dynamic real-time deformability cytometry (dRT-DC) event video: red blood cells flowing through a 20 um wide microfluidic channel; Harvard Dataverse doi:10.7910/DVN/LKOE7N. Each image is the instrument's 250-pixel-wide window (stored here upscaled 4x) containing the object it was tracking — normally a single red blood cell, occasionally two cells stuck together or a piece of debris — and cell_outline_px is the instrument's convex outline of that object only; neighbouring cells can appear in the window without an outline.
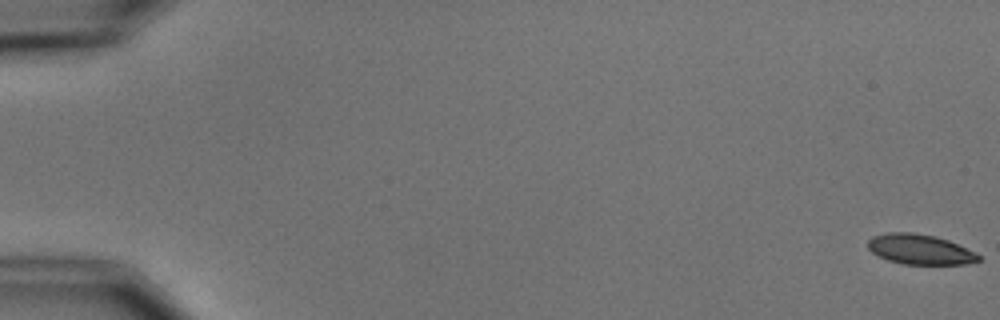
{"species": "common noctule bat (a hibernating species)", "species_latin": "Nyctalus noctula", "temperature_condition": "cold", "stored_images_in_passage": 7, "camera_frame_rate_fps": 3000, "um_per_image_px": 0.085, "animal": {"sex": "male", "body_mass_g": 15.6}, "frame": {"image": 1, "passage_image": 1, "time_ms": 0.0, "image_size_px": [1000, 320], "cell_outline_px": [[980, 260], [964, 264], [904, 264], [888, 260], [872, 252], [868, 248], [868, 240], [872, 236], [888, 232], [912, 232], [936, 236], [948, 240], [976, 252], [980, 256]], "centroid_in_image_um": [78.19, 21.18], "position_along_channel_um": 6.8, "area_um2": 19.36}}
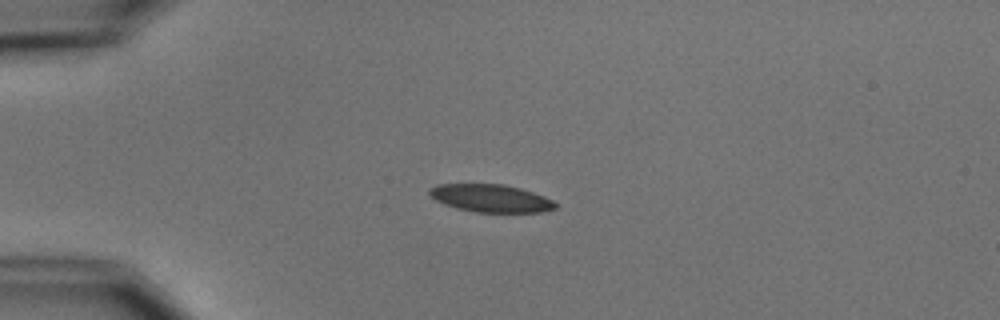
{"frame": {"image": 2, "passage_image": 5, "time_ms": 4.667, "image_size_px": [1000, 320], "cell_outline_px": [[556, 208], [540, 212], [476, 212], [456, 208], [444, 204], [436, 200], [428, 192], [428, 188], [436, 184], [504, 184], [520, 188], [544, 196], [552, 200], [556, 204]], "centroid_in_image_um": [41.69, 16.84], "position_along_channel_um": 43.3, "area_um2": 20.29}}